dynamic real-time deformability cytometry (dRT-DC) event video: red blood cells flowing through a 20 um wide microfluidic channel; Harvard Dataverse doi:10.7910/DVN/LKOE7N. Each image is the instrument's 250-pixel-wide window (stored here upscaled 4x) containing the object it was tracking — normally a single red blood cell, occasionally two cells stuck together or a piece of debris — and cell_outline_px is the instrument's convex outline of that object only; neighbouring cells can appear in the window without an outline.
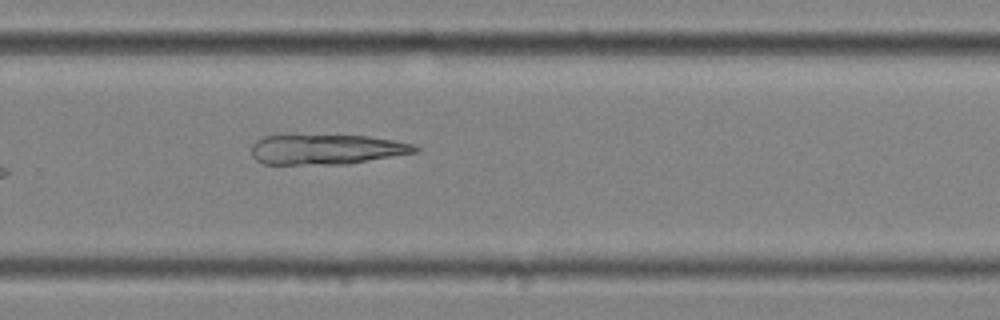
{"species": "common noctule bat (a hibernating species)", "species_latin": "Nyctalus noctula", "temperature_condition": "cold", "stored_images_in_passage": 11, "segment_of_instrument_passage": [1, 2], "camera_frame_rate_fps": 3000, "um_per_image_px": 0.085, "animal": {"sex": "female", "body_mass_g": 25.1}, "frame": {"image": 1, "passage_image": 10, "time_ms": 3.0, "image_size_px": [1000, 320], "cell_outline_px": [[420, 148], [416, 152], [348, 164], [264, 164], [256, 160], [252, 156], [252, 144], [256, 140], [264, 136], [292, 132], [368, 136], [392, 140], [412, 144]], "centroid_in_image_um": [27.65, 12.65], "position_along_channel_um": 302.2, "area_um2": 29.77}}